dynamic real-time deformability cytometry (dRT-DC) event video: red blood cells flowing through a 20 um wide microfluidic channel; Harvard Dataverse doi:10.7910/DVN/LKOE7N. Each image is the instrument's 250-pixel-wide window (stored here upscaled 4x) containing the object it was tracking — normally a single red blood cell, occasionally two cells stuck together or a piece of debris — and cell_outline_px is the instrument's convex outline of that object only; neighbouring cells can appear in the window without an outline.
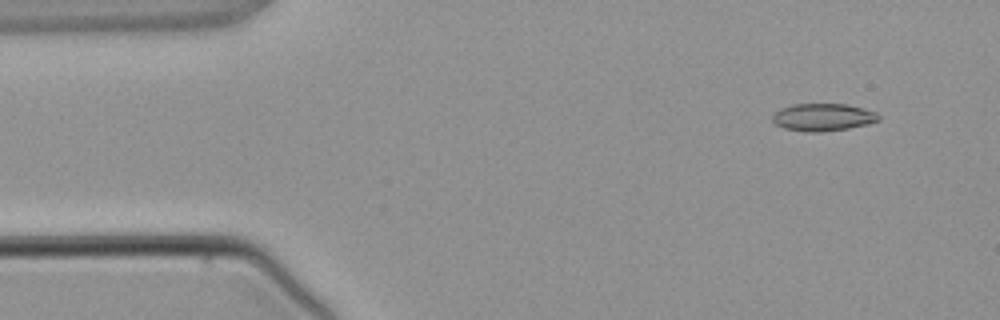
{"species": "common noctule bat (a hibernating species)", "species_latin": "Nyctalus noctula", "temperature_condition": "warm", "stored_images_in_passage": 4, "camera_frame_rate_fps": 3000, "um_per_image_px": 0.085, "animal": {"sex": "male", "body_mass_g": 21.5, "forearm_length_mm": 52.0}, "frame": {"image": 1, "passage_image": 2, "time_ms": 1.0, "image_size_px": [1000, 320], "cell_outline_px": [[880, 120], [868, 124], [848, 128], [820, 132], [804, 132], [784, 128], [776, 124], [772, 120], [772, 116], [780, 108], [792, 104], [848, 104], [876, 112], [880, 116]], "centroid_in_image_um": [69.95, 9.96], "position_along_channel_um": 15.0, "area_um2": 17.05}}
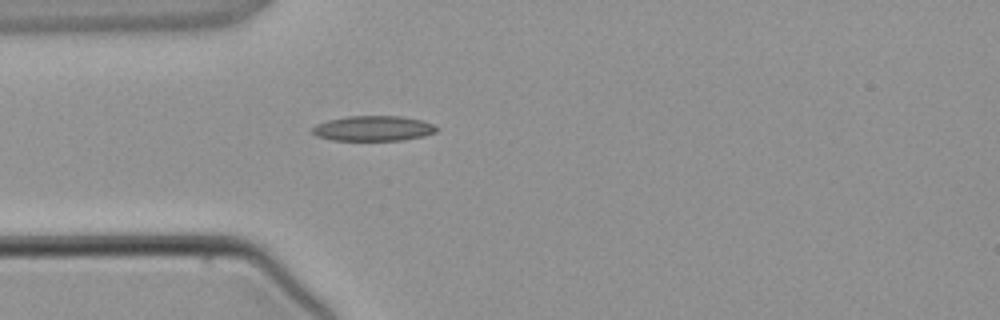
{"frame": {"image": 2, "passage_image": 4, "time_ms": 3.667, "image_size_px": [1000, 320], "cell_outline_px": [[440, 128], [436, 132], [424, 136], [400, 140], [332, 140], [316, 136], [312, 132], [312, 128], [316, 124], [328, 120], [348, 116], [400, 116], [420, 120], [432, 124]], "centroid_in_image_um": [31.72, 10.91], "position_along_channel_um": 53.3, "area_um2": 18.15}}